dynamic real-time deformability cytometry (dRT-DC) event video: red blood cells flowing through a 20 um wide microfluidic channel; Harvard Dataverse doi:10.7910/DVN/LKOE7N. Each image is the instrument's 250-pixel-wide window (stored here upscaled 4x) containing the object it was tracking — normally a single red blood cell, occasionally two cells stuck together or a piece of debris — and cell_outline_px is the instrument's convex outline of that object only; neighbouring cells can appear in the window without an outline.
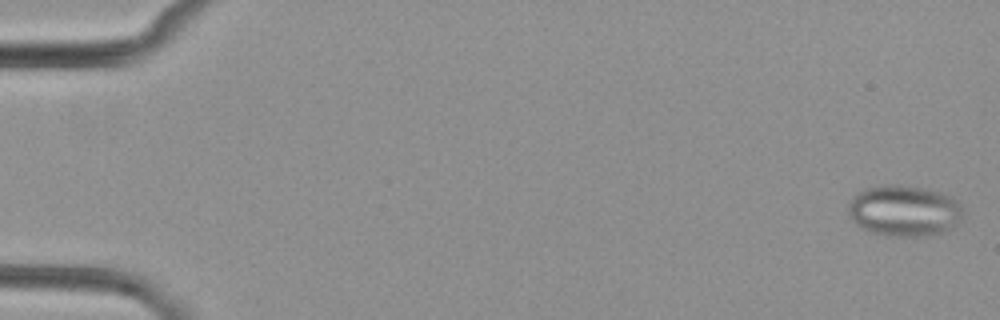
{"species": "common noctule bat (a hibernating species)", "species_latin": "Nyctalus noctula", "temperature_condition": "cold", "stored_images_in_passage": 5, "camera_frame_rate_fps": 3000, "um_per_image_px": 0.085, "animal": {"sex": "female", "body_mass_g": 29.2, "forearm_length_mm": 56.3}, "frame": {"image": 1, "passage_image": 1, "time_ms": 0.0, "image_size_px": [1000, 320], "cell_outline_px": [[960, 216], [956, 224], [952, 228], [944, 232], [928, 236], [888, 236], [868, 232], [860, 228], [852, 220], [848, 212], [848, 204], [852, 196], [864, 188], [888, 184], [900, 184], [924, 188], [940, 192], [952, 196], [960, 204]], "centroid_in_image_um": [76.8, 17.91], "position_along_channel_um": 8.2, "area_um2": 34.51}}